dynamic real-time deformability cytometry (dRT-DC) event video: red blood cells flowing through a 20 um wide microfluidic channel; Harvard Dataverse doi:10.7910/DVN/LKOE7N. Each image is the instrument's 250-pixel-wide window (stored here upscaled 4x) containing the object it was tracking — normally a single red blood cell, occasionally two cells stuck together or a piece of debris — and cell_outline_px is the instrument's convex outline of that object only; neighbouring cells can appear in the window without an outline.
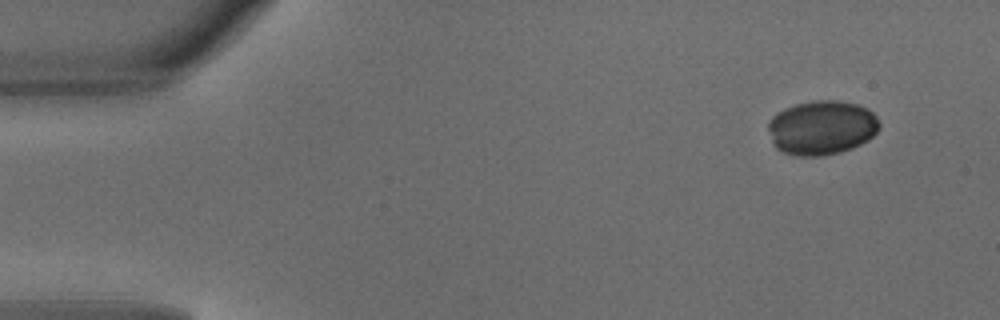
{"species": "common noctule bat (a hibernating species)", "species_latin": "Nyctalus noctula", "temperature_condition": "warm", "stored_images_in_passage": 4, "camera_frame_rate_fps": 3000, "um_per_image_px": 0.085, "animal": {"sex": "male", "body_mass_g": 18.8}, "frame": {"image": 1, "passage_image": 1, "time_ms": 0.0, "image_size_px": [1000, 320], "cell_outline_px": [[880, 128], [868, 140], [852, 148], [840, 152], [820, 156], [796, 156], [784, 152], [776, 148], [772, 140], [768, 128], [768, 120], [776, 112], [784, 108], [796, 104], [812, 100], [836, 100], [856, 104], [868, 108], [876, 116], [880, 124]], "centroid_in_image_um": [69.84, 10.84], "position_along_channel_um": 15.2, "area_um2": 35.37}}